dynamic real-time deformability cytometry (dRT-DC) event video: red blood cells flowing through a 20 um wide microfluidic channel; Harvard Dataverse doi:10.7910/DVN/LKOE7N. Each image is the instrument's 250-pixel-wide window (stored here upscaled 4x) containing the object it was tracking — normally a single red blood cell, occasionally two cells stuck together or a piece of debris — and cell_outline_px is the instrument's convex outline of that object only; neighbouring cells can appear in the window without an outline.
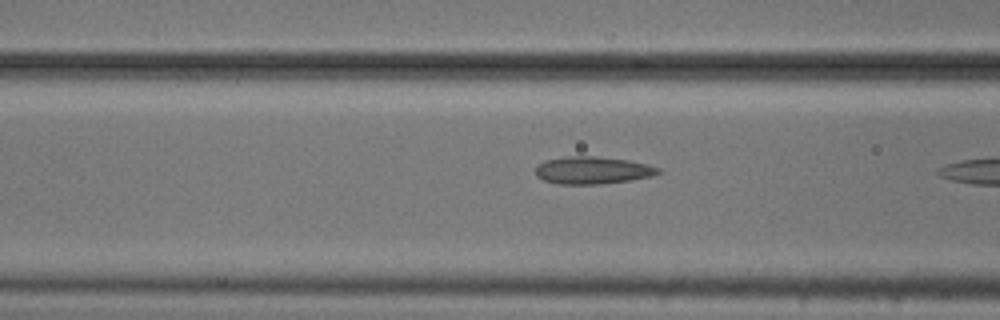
{"species": "common noctule bat (a hibernating species)", "species_latin": "Nyctalus noctula", "temperature_condition": "cold", "stored_images_in_passage": 7, "camera_frame_rate_fps": 3000, "um_per_image_px": 0.085, "animal": {"sex": "male", "body_mass_g": 20.5, "forearm_length_mm": 52.5}, "frame": {"image": 1, "passage_image": 6, "time_ms": 1.667, "image_size_px": [1000, 320], "cell_outline_px": [[660, 172], [652, 176], [632, 180], [600, 184], [556, 184], [544, 180], [536, 176], [536, 164], [544, 160], [568, 156], [596, 156], [628, 160], [648, 164], [660, 168]], "centroid_in_image_um": [50.35, 14.47], "position_along_channel_um": 116.3, "area_um2": 19.77}}